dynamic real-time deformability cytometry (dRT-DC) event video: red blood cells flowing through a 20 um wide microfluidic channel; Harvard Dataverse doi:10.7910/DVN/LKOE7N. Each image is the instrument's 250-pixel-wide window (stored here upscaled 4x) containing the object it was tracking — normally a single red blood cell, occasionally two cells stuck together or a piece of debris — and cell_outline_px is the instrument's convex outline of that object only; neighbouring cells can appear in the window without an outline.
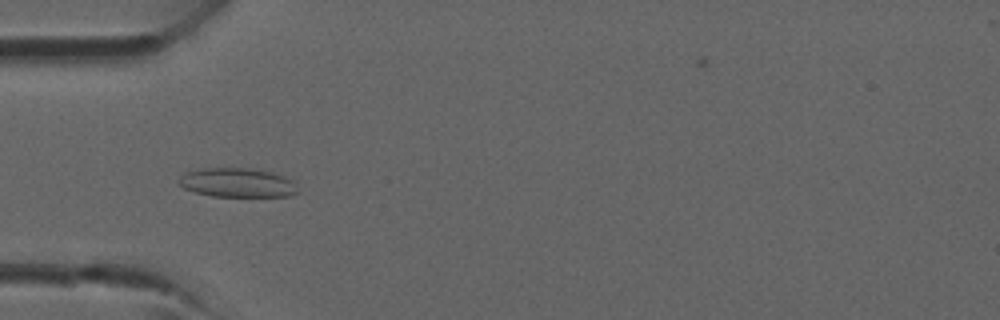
{"species": "common noctule bat (a hibernating species)", "species_latin": "Nyctalus noctula", "temperature_condition": "room temperature", "stored_images_in_passage": 25, "camera_frame_rate_fps": 3000, "um_per_image_px": 0.085, "animal": {"sex": "male", "forearm_length_mm": 52.5}, "frame": {"image": 1, "passage_image": 4, "time_ms": 1.0, "image_size_px": [1000, 320], "cell_outline_px": [[300, 192], [288, 196], [212, 196], [196, 192], [184, 188], [180, 184], [180, 176], [184, 172], [200, 168], [248, 168], [272, 172], [284, 176], [292, 180], [296, 184]], "centroid_in_image_um": [20.2, 15.52], "position_along_channel_um": 64.8, "area_um2": 20.23}}
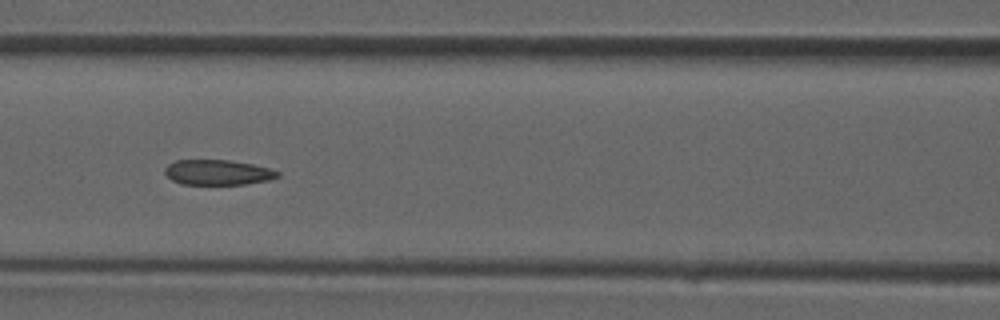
{"frame": {"image": 2, "passage_image": 9, "time_ms": 2.667, "image_size_px": [1000, 320], "cell_outline_px": [[280, 176], [268, 180], [244, 184], [180, 184], [172, 180], [164, 172], [164, 168], [168, 164], [176, 160], [228, 160], [252, 164], [268, 168], [280, 172]], "centroid_in_image_um": [18.49, 14.65], "position_along_channel_um": 148.1, "area_um2": 16.47}}
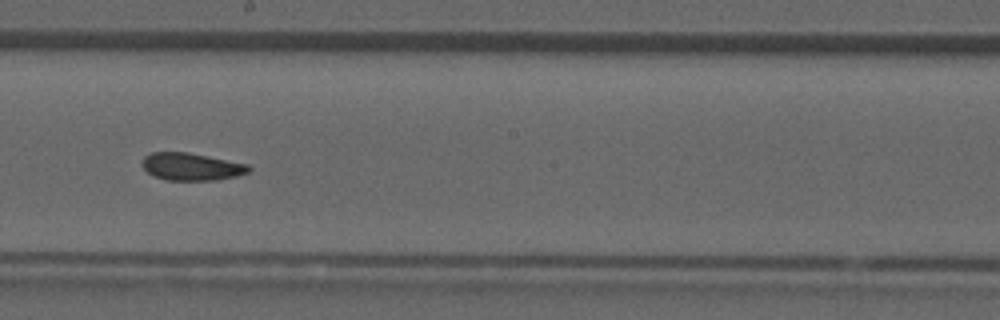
{"frame": {"image": 3, "passage_image": 14, "time_ms": 4.333, "image_size_px": [1000, 320], "cell_outline_px": [[252, 168], [248, 172], [236, 176], [216, 180], [164, 180], [148, 172], [144, 168], [144, 156], [152, 152], [188, 152], [248, 164]], "centroid_in_image_um": [16.3, 14.16], "position_along_channel_um": 231.9, "area_um2": 16.88}}